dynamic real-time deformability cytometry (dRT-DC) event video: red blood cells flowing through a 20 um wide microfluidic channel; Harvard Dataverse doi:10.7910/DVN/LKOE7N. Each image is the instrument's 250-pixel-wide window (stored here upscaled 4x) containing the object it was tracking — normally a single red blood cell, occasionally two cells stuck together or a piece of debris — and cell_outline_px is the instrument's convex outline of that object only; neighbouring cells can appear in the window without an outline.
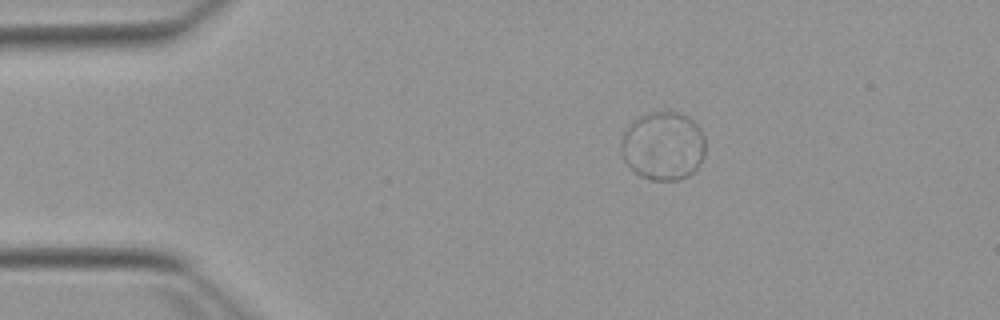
{"species": "Egyptian fruit bat (a non-hibernating species)", "species_latin": "Rousettus aegyptiacus", "temperature_condition": "warm", "stored_images_in_passage": 44, "camera_frame_rate_fps": 3000, "um_per_image_px": 0.085, "animal": {"sex": "female"}, "frame": {"image": 1, "passage_image": 1, "time_ms": 0.0, "image_size_px": [1000, 320], "cell_outline_px": [[704, 156], [696, 168], [688, 176], [676, 180], [652, 180], [640, 176], [624, 160], [620, 152], [620, 144], [624, 132], [640, 116], [656, 112], [676, 112], [688, 116], [700, 128], [704, 136]], "centroid_in_image_um": [56.37, 12.41], "position_along_channel_um": 28.6, "area_um2": 33.35}}
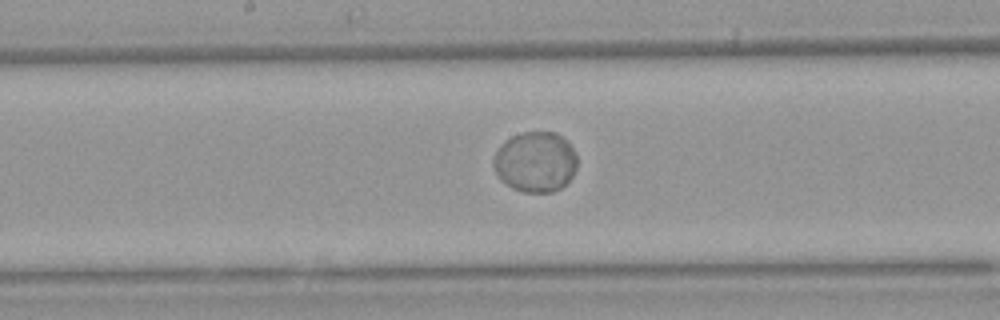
{"frame": {"image": 2, "passage_image": 19, "time_ms": 6.0, "image_size_px": [1000, 320], "cell_outline_px": [[576, 168], [572, 176], [560, 188], [552, 192], [524, 192], [512, 188], [500, 180], [492, 164], [492, 160], [496, 152], [504, 140], [520, 132], [556, 132], [564, 136], [568, 140], [576, 156]], "centroid_in_image_um": [45.49, 13.74], "position_along_channel_um": 202.7, "area_um2": 29.65}}
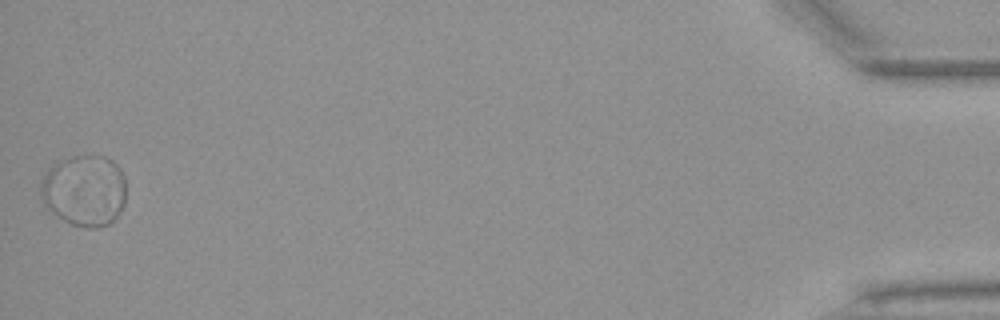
{"frame": {"image": 3, "passage_image": 44, "time_ms": 14.333, "image_size_px": [1000, 320], "cell_outline_px": [[124, 204], [116, 216], [108, 224], [96, 228], [88, 228], [72, 224], [64, 220], [52, 212], [48, 208], [40, 196], [40, 188], [44, 176], [48, 168], [56, 160], [72, 156], [104, 156], [112, 160], [120, 168], [124, 176]], "centroid_in_image_um": [7.15, 16.17], "position_along_channel_um": 428.0, "area_um2": 35.43}}